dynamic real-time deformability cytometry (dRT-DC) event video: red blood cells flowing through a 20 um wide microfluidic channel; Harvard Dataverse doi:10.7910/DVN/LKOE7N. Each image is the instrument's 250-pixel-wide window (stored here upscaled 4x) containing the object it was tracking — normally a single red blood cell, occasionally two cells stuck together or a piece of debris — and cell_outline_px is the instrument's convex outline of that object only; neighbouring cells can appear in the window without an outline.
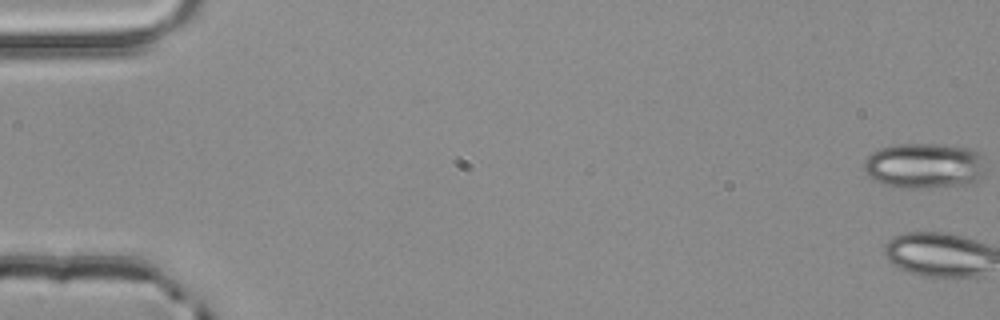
{"species": "common noctule bat (a hibernating species)", "species_latin": "Nyctalus noctula", "temperature_condition": "room temperature", "stored_images_in_passage": 4, "camera_frame_rate_fps": 3000, "um_per_image_px": 0.085, "animal": {"sex": "male", "body_mass_g": 20.4}, "frame": {"image": 1, "passage_image": 1, "time_ms": 0.0, "image_size_px": [1000, 320], "cell_outline_px": [[984, 172], [976, 180], [964, 184], [912, 188], [904, 188], [884, 184], [872, 180], [864, 172], [864, 164], [868, 156], [872, 152], [880, 148], [896, 144], [932, 144], [968, 148], [980, 152]], "centroid_in_image_um": [78.51, 14.07], "position_along_channel_um": 6.5, "area_um2": 31.79}}